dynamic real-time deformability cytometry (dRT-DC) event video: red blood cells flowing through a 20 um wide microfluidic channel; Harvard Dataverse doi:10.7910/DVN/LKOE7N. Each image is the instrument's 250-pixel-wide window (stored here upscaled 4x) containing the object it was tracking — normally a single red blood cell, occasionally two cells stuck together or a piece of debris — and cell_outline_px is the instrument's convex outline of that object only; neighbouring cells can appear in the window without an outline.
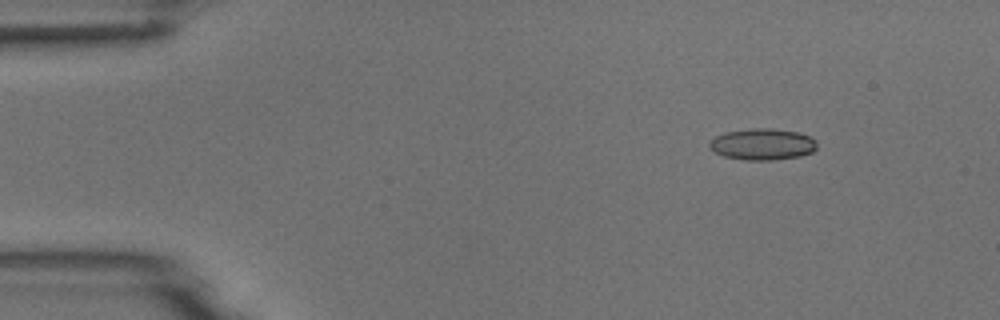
{"species": "common noctule bat (a hibernating species)", "species_latin": "Nyctalus noctula", "temperature_condition": "room temperature", "stored_images_in_passage": 7, "camera_frame_rate_fps": 3000, "um_per_image_px": 0.085, "animal": {"sex": "male", "body_mass_g": 18.8}, "frame": {"image": 1, "passage_image": 2, "time_ms": 0.333, "image_size_px": [1000, 320], "cell_outline_px": [[816, 148], [812, 152], [800, 156], [772, 160], [744, 160], [724, 156], [708, 148], [708, 144], [716, 136], [724, 132], [752, 128], [772, 128], [796, 132], [808, 136], [816, 140]], "centroid_in_image_um": [64.79, 12.26], "position_along_channel_um": 20.2, "area_um2": 19.65}}
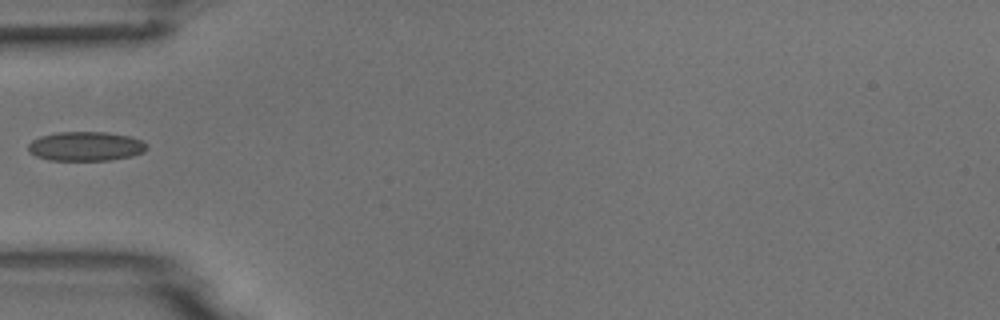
{"frame": {"image": 2, "passage_image": 5, "time_ms": 1.333, "image_size_px": [1000, 320], "cell_outline_px": [[148, 148], [144, 152], [132, 156], [112, 160], [48, 160], [36, 156], [28, 152], [28, 144], [32, 140], [40, 136], [56, 132], [104, 132], [132, 136], [148, 144]], "centroid_in_image_um": [7.29, 12.43], "position_along_channel_um": 77.7, "area_um2": 20.46}}